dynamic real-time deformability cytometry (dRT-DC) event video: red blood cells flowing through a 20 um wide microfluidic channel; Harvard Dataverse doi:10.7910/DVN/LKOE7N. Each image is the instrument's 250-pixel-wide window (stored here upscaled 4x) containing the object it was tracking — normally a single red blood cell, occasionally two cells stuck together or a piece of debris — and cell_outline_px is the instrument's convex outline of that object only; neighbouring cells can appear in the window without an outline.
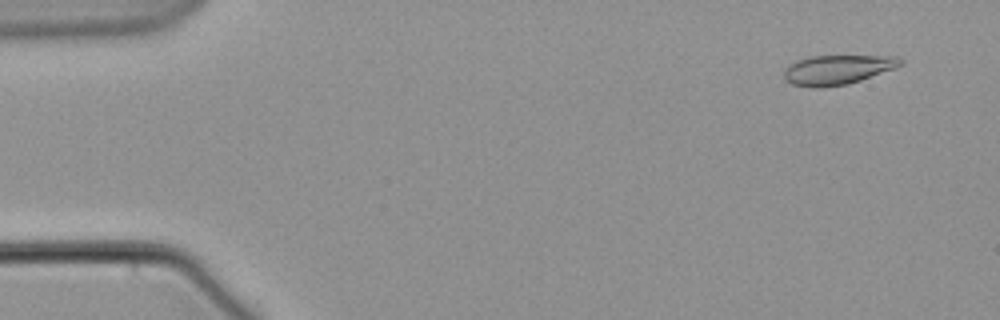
{"species": "common noctule bat (a hibernating species)", "species_latin": "Nyctalus noctula", "temperature_condition": "warm", "stored_images_in_passage": 6, "camera_frame_rate_fps": 3000, "um_per_image_px": 0.085, "animal": {"sex": "male", "body_mass_g": 21.5, "forearm_length_mm": 52.0}, "frame": {"image": 1, "passage_image": 1, "time_ms": 0.0, "image_size_px": [1000, 320], "cell_outline_px": [[904, 64], [860, 80], [848, 84], [820, 88], [816, 88], [792, 84], [784, 80], [784, 72], [796, 60], [812, 56], [900, 56], [904, 60]], "centroid_in_image_um": [71.2, 5.92], "position_along_channel_um": 13.8, "area_um2": 19.88}}
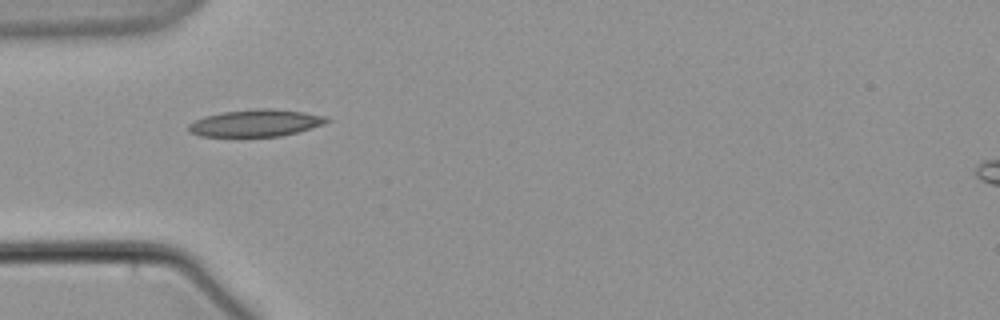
{"frame": {"image": 2, "passage_image": 5, "time_ms": 5.0, "image_size_px": [1000, 320], "cell_outline_px": [[332, 120], [324, 124], [296, 132], [280, 136], [200, 136], [188, 132], [188, 124], [204, 116], [220, 112], [256, 108], [272, 108], [304, 112], [324, 116]], "centroid_in_image_um": [21.71, 10.44], "position_along_channel_um": 63.3, "area_um2": 21.79}}
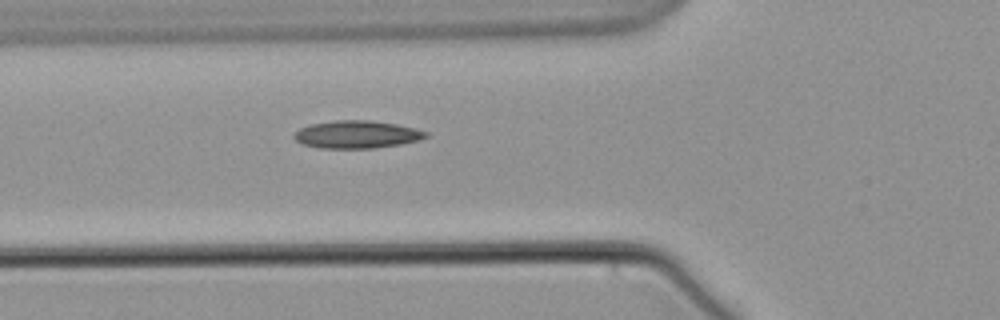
{"frame": {"image": 3, "passage_image": 6, "time_ms": 6.0, "image_size_px": [1000, 320], "cell_outline_px": [[428, 136], [416, 140], [400, 144], [372, 148], [320, 148], [300, 144], [292, 136], [300, 128], [308, 124], [336, 120], [368, 120], [396, 124], [428, 132]], "centroid_in_image_um": [30.26, 11.43], "position_along_channel_um": 95.5, "area_um2": 21.1}}